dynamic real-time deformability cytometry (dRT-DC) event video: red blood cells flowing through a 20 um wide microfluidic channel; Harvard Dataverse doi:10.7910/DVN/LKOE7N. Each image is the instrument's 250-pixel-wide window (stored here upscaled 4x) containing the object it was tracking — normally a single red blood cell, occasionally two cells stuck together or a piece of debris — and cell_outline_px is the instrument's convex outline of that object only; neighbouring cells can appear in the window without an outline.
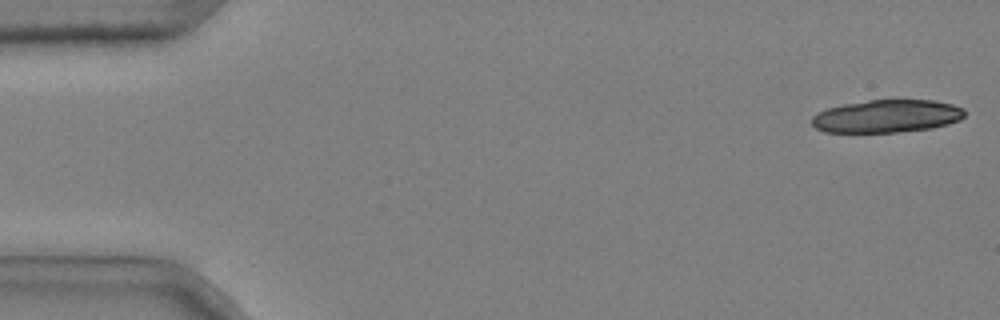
{"species": "common noctule bat (a hibernating species)", "species_latin": "Nyctalus noctula", "temperature_condition": "cold", "stored_images_in_passage": 7, "camera_frame_rate_fps": 3000, "um_per_image_px": 0.085, "animal": {"sex": "male", "body_mass_g": 20.4}, "frame": {"image": 1, "passage_image": 1, "time_ms": 0.0, "image_size_px": [1000, 320], "cell_outline_px": [[964, 116], [960, 120], [948, 124], [932, 128], [896, 132], [824, 132], [816, 128], [812, 124], [812, 116], [816, 112], [828, 108], [844, 104], [868, 100], [896, 96], [932, 100], [952, 104], [964, 108]], "centroid_in_image_um": [75.4, 9.83], "position_along_channel_um": 9.6, "area_um2": 30.17}}